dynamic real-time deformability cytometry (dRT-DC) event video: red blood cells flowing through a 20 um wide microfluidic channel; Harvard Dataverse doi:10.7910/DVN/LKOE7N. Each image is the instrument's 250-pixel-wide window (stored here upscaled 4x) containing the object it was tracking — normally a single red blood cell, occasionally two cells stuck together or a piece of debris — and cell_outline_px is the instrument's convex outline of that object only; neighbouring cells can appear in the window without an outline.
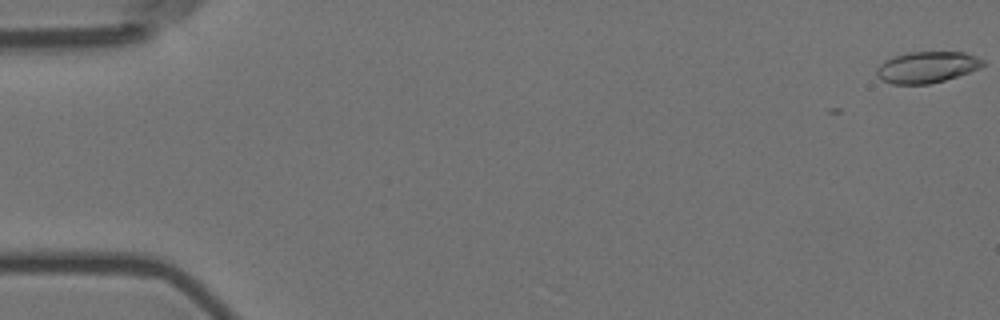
{"species": "Egyptian fruit bat (a non-hibernating species)", "species_latin": "Rousettus aegyptiacus", "temperature_condition": "room temperature", "stored_images_in_passage": 4, "camera_frame_rate_fps": 3000, "um_per_image_px": 0.085, "animal": {"sex": "female"}, "frame": {"image": 1, "passage_image": 1, "time_ms": 0.0, "image_size_px": [1000, 320], "cell_outline_px": [[984, 64], [980, 68], [944, 80], [928, 84], [892, 84], [876, 76], [876, 68], [884, 60], [892, 56], [908, 52], [964, 52], [976, 56], [984, 60]], "centroid_in_image_um": [78.76, 5.7], "position_along_channel_um": 6.2, "area_um2": 19.36}}